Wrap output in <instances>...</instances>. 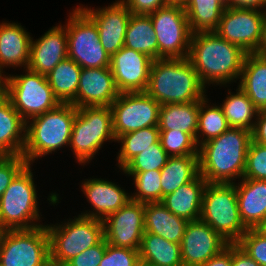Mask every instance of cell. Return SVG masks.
Returning <instances> with one entry per match:
<instances>
[{"label": "cell", "mask_w": 266, "mask_h": 266, "mask_svg": "<svg viewBox=\"0 0 266 266\" xmlns=\"http://www.w3.org/2000/svg\"><path fill=\"white\" fill-rule=\"evenodd\" d=\"M231 264L232 266H260L236 243H231Z\"/></svg>", "instance_id": "obj_47"}, {"label": "cell", "mask_w": 266, "mask_h": 266, "mask_svg": "<svg viewBox=\"0 0 266 266\" xmlns=\"http://www.w3.org/2000/svg\"><path fill=\"white\" fill-rule=\"evenodd\" d=\"M207 103L208 98L206 96L202 100H200L198 129L195 139L198 147L201 144L220 136L230 128L221 106H210V104Z\"/></svg>", "instance_id": "obj_36"}, {"label": "cell", "mask_w": 266, "mask_h": 266, "mask_svg": "<svg viewBox=\"0 0 266 266\" xmlns=\"http://www.w3.org/2000/svg\"><path fill=\"white\" fill-rule=\"evenodd\" d=\"M201 266H232L231 264V243L223 249L219 254L210 258Z\"/></svg>", "instance_id": "obj_49"}, {"label": "cell", "mask_w": 266, "mask_h": 266, "mask_svg": "<svg viewBox=\"0 0 266 266\" xmlns=\"http://www.w3.org/2000/svg\"><path fill=\"white\" fill-rule=\"evenodd\" d=\"M105 251L106 240L103 238L97 245L84 250L64 266H99Z\"/></svg>", "instance_id": "obj_44"}, {"label": "cell", "mask_w": 266, "mask_h": 266, "mask_svg": "<svg viewBox=\"0 0 266 266\" xmlns=\"http://www.w3.org/2000/svg\"><path fill=\"white\" fill-rule=\"evenodd\" d=\"M116 141L121 143L117 165L122 169L136 155L160 141V130L158 126H150L120 135Z\"/></svg>", "instance_id": "obj_35"}, {"label": "cell", "mask_w": 266, "mask_h": 266, "mask_svg": "<svg viewBox=\"0 0 266 266\" xmlns=\"http://www.w3.org/2000/svg\"><path fill=\"white\" fill-rule=\"evenodd\" d=\"M161 171L162 200L199 175L198 155L169 156Z\"/></svg>", "instance_id": "obj_29"}, {"label": "cell", "mask_w": 266, "mask_h": 266, "mask_svg": "<svg viewBox=\"0 0 266 266\" xmlns=\"http://www.w3.org/2000/svg\"><path fill=\"white\" fill-rule=\"evenodd\" d=\"M132 14L148 15L166 6L164 0H121Z\"/></svg>", "instance_id": "obj_45"}, {"label": "cell", "mask_w": 266, "mask_h": 266, "mask_svg": "<svg viewBox=\"0 0 266 266\" xmlns=\"http://www.w3.org/2000/svg\"><path fill=\"white\" fill-rule=\"evenodd\" d=\"M188 0H164L165 5L185 7Z\"/></svg>", "instance_id": "obj_50"}, {"label": "cell", "mask_w": 266, "mask_h": 266, "mask_svg": "<svg viewBox=\"0 0 266 266\" xmlns=\"http://www.w3.org/2000/svg\"><path fill=\"white\" fill-rule=\"evenodd\" d=\"M137 266H156L147 262H144L142 260L139 261V263L137 264Z\"/></svg>", "instance_id": "obj_55"}, {"label": "cell", "mask_w": 266, "mask_h": 266, "mask_svg": "<svg viewBox=\"0 0 266 266\" xmlns=\"http://www.w3.org/2000/svg\"><path fill=\"white\" fill-rule=\"evenodd\" d=\"M238 87L241 88L258 110H266V56L247 53Z\"/></svg>", "instance_id": "obj_27"}, {"label": "cell", "mask_w": 266, "mask_h": 266, "mask_svg": "<svg viewBox=\"0 0 266 266\" xmlns=\"http://www.w3.org/2000/svg\"><path fill=\"white\" fill-rule=\"evenodd\" d=\"M161 104L146 92H123L111 104L116 139L125 133L158 126Z\"/></svg>", "instance_id": "obj_14"}, {"label": "cell", "mask_w": 266, "mask_h": 266, "mask_svg": "<svg viewBox=\"0 0 266 266\" xmlns=\"http://www.w3.org/2000/svg\"><path fill=\"white\" fill-rule=\"evenodd\" d=\"M81 71L82 68L67 57L46 75L60 103H71L76 98Z\"/></svg>", "instance_id": "obj_32"}, {"label": "cell", "mask_w": 266, "mask_h": 266, "mask_svg": "<svg viewBox=\"0 0 266 266\" xmlns=\"http://www.w3.org/2000/svg\"><path fill=\"white\" fill-rule=\"evenodd\" d=\"M251 131L230 127L198 147L199 174L207 183H234L242 179Z\"/></svg>", "instance_id": "obj_2"}, {"label": "cell", "mask_w": 266, "mask_h": 266, "mask_svg": "<svg viewBox=\"0 0 266 266\" xmlns=\"http://www.w3.org/2000/svg\"><path fill=\"white\" fill-rule=\"evenodd\" d=\"M153 59L148 55L123 46L111 57L110 68L117 90L145 92Z\"/></svg>", "instance_id": "obj_18"}, {"label": "cell", "mask_w": 266, "mask_h": 266, "mask_svg": "<svg viewBox=\"0 0 266 266\" xmlns=\"http://www.w3.org/2000/svg\"><path fill=\"white\" fill-rule=\"evenodd\" d=\"M228 94L220 106L229 126L252 131L255 124L252 118L257 117L259 110L241 88L238 87L235 94L231 91H228Z\"/></svg>", "instance_id": "obj_34"}, {"label": "cell", "mask_w": 266, "mask_h": 266, "mask_svg": "<svg viewBox=\"0 0 266 266\" xmlns=\"http://www.w3.org/2000/svg\"><path fill=\"white\" fill-rule=\"evenodd\" d=\"M124 46L158 59V42L149 15L131 14L126 28Z\"/></svg>", "instance_id": "obj_31"}, {"label": "cell", "mask_w": 266, "mask_h": 266, "mask_svg": "<svg viewBox=\"0 0 266 266\" xmlns=\"http://www.w3.org/2000/svg\"><path fill=\"white\" fill-rule=\"evenodd\" d=\"M9 155L6 154L3 150L0 149V164L8 157Z\"/></svg>", "instance_id": "obj_53"}, {"label": "cell", "mask_w": 266, "mask_h": 266, "mask_svg": "<svg viewBox=\"0 0 266 266\" xmlns=\"http://www.w3.org/2000/svg\"><path fill=\"white\" fill-rule=\"evenodd\" d=\"M31 38L21 24H0V75L5 67L27 68Z\"/></svg>", "instance_id": "obj_22"}, {"label": "cell", "mask_w": 266, "mask_h": 266, "mask_svg": "<svg viewBox=\"0 0 266 266\" xmlns=\"http://www.w3.org/2000/svg\"><path fill=\"white\" fill-rule=\"evenodd\" d=\"M104 239L115 247L139 250L145 232V203L130 200L103 220Z\"/></svg>", "instance_id": "obj_15"}, {"label": "cell", "mask_w": 266, "mask_h": 266, "mask_svg": "<svg viewBox=\"0 0 266 266\" xmlns=\"http://www.w3.org/2000/svg\"><path fill=\"white\" fill-rule=\"evenodd\" d=\"M180 245L183 266H201L225 249L229 242L198 219L187 223Z\"/></svg>", "instance_id": "obj_16"}, {"label": "cell", "mask_w": 266, "mask_h": 266, "mask_svg": "<svg viewBox=\"0 0 266 266\" xmlns=\"http://www.w3.org/2000/svg\"><path fill=\"white\" fill-rule=\"evenodd\" d=\"M139 261V250L115 247L106 241V251L99 266H137Z\"/></svg>", "instance_id": "obj_42"}, {"label": "cell", "mask_w": 266, "mask_h": 266, "mask_svg": "<svg viewBox=\"0 0 266 266\" xmlns=\"http://www.w3.org/2000/svg\"><path fill=\"white\" fill-rule=\"evenodd\" d=\"M46 227L50 240V263L58 266H64L104 238L103 220L82 215L65 224H47Z\"/></svg>", "instance_id": "obj_6"}, {"label": "cell", "mask_w": 266, "mask_h": 266, "mask_svg": "<svg viewBox=\"0 0 266 266\" xmlns=\"http://www.w3.org/2000/svg\"><path fill=\"white\" fill-rule=\"evenodd\" d=\"M77 107L60 103L56 108L26 122V142L22 156L28 165L40 157L69 146Z\"/></svg>", "instance_id": "obj_4"}, {"label": "cell", "mask_w": 266, "mask_h": 266, "mask_svg": "<svg viewBox=\"0 0 266 266\" xmlns=\"http://www.w3.org/2000/svg\"><path fill=\"white\" fill-rule=\"evenodd\" d=\"M120 92L114 82L110 67L82 68L75 107L111 106Z\"/></svg>", "instance_id": "obj_19"}, {"label": "cell", "mask_w": 266, "mask_h": 266, "mask_svg": "<svg viewBox=\"0 0 266 266\" xmlns=\"http://www.w3.org/2000/svg\"><path fill=\"white\" fill-rule=\"evenodd\" d=\"M254 229L266 238V218L263 219Z\"/></svg>", "instance_id": "obj_51"}, {"label": "cell", "mask_w": 266, "mask_h": 266, "mask_svg": "<svg viewBox=\"0 0 266 266\" xmlns=\"http://www.w3.org/2000/svg\"><path fill=\"white\" fill-rule=\"evenodd\" d=\"M185 218L176 216L161 202L145 203V232L181 244L187 223Z\"/></svg>", "instance_id": "obj_26"}, {"label": "cell", "mask_w": 266, "mask_h": 266, "mask_svg": "<svg viewBox=\"0 0 266 266\" xmlns=\"http://www.w3.org/2000/svg\"><path fill=\"white\" fill-rule=\"evenodd\" d=\"M260 53L266 56V30H265V40H264V44H263V47H262Z\"/></svg>", "instance_id": "obj_54"}, {"label": "cell", "mask_w": 266, "mask_h": 266, "mask_svg": "<svg viewBox=\"0 0 266 266\" xmlns=\"http://www.w3.org/2000/svg\"><path fill=\"white\" fill-rule=\"evenodd\" d=\"M5 95V78L0 75V99Z\"/></svg>", "instance_id": "obj_52"}, {"label": "cell", "mask_w": 266, "mask_h": 266, "mask_svg": "<svg viewBox=\"0 0 266 266\" xmlns=\"http://www.w3.org/2000/svg\"><path fill=\"white\" fill-rule=\"evenodd\" d=\"M234 184L240 218L247 228H255L266 218V180L242 178Z\"/></svg>", "instance_id": "obj_23"}, {"label": "cell", "mask_w": 266, "mask_h": 266, "mask_svg": "<svg viewBox=\"0 0 266 266\" xmlns=\"http://www.w3.org/2000/svg\"><path fill=\"white\" fill-rule=\"evenodd\" d=\"M160 142L169 156L198 155L195 139L182 130H160Z\"/></svg>", "instance_id": "obj_39"}, {"label": "cell", "mask_w": 266, "mask_h": 266, "mask_svg": "<svg viewBox=\"0 0 266 266\" xmlns=\"http://www.w3.org/2000/svg\"><path fill=\"white\" fill-rule=\"evenodd\" d=\"M83 182L82 192L93 206V211H85L79 215L104 220L131 200V195L111 181L90 178Z\"/></svg>", "instance_id": "obj_21"}, {"label": "cell", "mask_w": 266, "mask_h": 266, "mask_svg": "<svg viewBox=\"0 0 266 266\" xmlns=\"http://www.w3.org/2000/svg\"><path fill=\"white\" fill-rule=\"evenodd\" d=\"M65 24L68 41V58L81 68L110 67L111 57L99 40L98 28L78 7L70 13Z\"/></svg>", "instance_id": "obj_11"}, {"label": "cell", "mask_w": 266, "mask_h": 266, "mask_svg": "<svg viewBox=\"0 0 266 266\" xmlns=\"http://www.w3.org/2000/svg\"><path fill=\"white\" fill-rule=\"evenodd\" d=\"M26 142V121L4 95L0 99V149L8 155H22Z\"/></svg>", "instance_id": "obj_25"}, {"label": "cell", "mask_w": 266, "mask_h": 266, "mask_svg": "<svg viewBox=\"0 0 266 266\" xmlns=\"http://www.w3.org/2000/svg\"><path fill=\"white\" fill-rule=\"evenodd\" d=\"M246 55L242 48L214 31L192 33L188 59L205 87L239 80Z\"/></svg>", "instance_id": "obj_1"}, {"label": "cell", "mask_w": 266, "mask_h": 266, "mask_svg": "<svg viewBox=\"0 0 266 266\" xmlns=\"http://www.w3.org/2000/svg\"><path fill=\"white\" fill-rule=\"evenodd\" d=\"M148 15L158 42V59L188 58L192 32L184 7L166 5Z\"/></svg>", "instance_id": "obj_13"}, {"label": "cell", "mask_w": 266, "mask_h": 266, "mask_svg": "<svg viewBox=\"0 0 266 266\" xmlns=\"http://www.w3.org/2000/svg\"><path fill=\"white\" fill-rule=\"evenodd\" d=\"M131 175L136 187V193L131 195V200L141 203H154L162 201L161 171L124 172Z\"/></svg>", "instance_id": "obj_37"}, {"label": "cell", "mask_w": 266, "mask_h": 266, "mask_svg": "<svg viewBox=\"0 0 266 266\" xmlns=\"http://www.w3.org/2000/svg\"><path fill=\"white\" fill-rule=\"evenodd\" d=\"M2 266H48L50 240L46 225L33 229L3 230L0 236Z\"/></svg>", "instance_id": "obj_10"}, {"label": "cell", "mask_w": 266, "mask_h": 266, "mask_svg": "<svg viewBox=\"0 0 266 266\" xmlns=\"http://www.w3.org/2000/svg\"><path fill=\"white\" fill-rule=\"evenodd\" d=\"M27 72V73H26ZM25 75H4L5 96L27 122L56 108L60 102L54 96L46 75L26 68Z\"/></svg>", "instance_id": "obj_9"}, {"label": "cell", "mask_w": 266, "mask_h": 266, "mask_svg": "<svg viewBox=\"0 0 266 266\" xmlns=\"http://www.w3.org/2000/svg\"><path fill=\"white\" fill-rule=\"evenodd\" d=\"M31 171V166L27 165L0 197V227L3 230L33 229L42 226L35 222H40L41 217Z\"/></svg>", "instance_id": "obj_7"}, {"label": "cell", "mask_w": 266, "mask_h": 266, "mask_svg": "<svg viewBox=\"0 0 266 266\" xmlns=\"http://www.w3.org/2000/svg\"><path fill=\"white\" fill-rule=\"evenodd\" d=\"M169 158L161 142L152 144L132 158L121 170L123 172H146L161 170Z\"/></svg>", "instance_id": "obj_38"}, {"label": "cell", "mask_w": 266, "mask_h": 266, "mask_svg": "<svg viewBox=\"0 0 266 266\" xmlns=\"http://www.w3.org/2000/svg\"><path fill=\"white\" fill-rule=\"evenodd\" d=\"M27 165V160L22 155H9L0 164V197Z\"/></svg>", "instance_id": "obj_43"}, {"label": "cell", "mask_w": 266, "mask_h": 266, "mask_svg": "<svg viewBox=\"0 0 266 266\" xmlns=\"http://www.w3.org/2000/svg\"><path fill=\"white\" fill-rule=\"evenodd\" d=\"M252 141L266 146V110H259L251 131Z\"/></svg>", "instance_id": "obj_46"}, {"label": "cell", "mask_w": 266, "mask_h": 266, "mask_svg": "<svg viewBox=\"0 0 266 266\" xmlns=\"http://www.w3.org/2000/svg\"><path fill=\"white\" fill-rule=\"evenodd\" d=\"M139 258L156 266H183L180 244L147 232L141 240Z\"/></svg>", "instance_id": "obj_30"}, {"label": "cell", "mask_w": 266, "mask_h": 266, "mask_svg": "<svg viewBox=\"0 0 266 266\" xmlns=\"http://www.w3.org/2000/svg\"><path fill=\"white\" fill-rule=\"evenodd\" d=\"M236 244L260 266H266V238L254 228H248Z\"/></svg>", "instance_id": "obj_41"}, {"label": "cell", "mask_w": 266, "mask_h": 266, "mask_svg": "<svg viewBox=\"0 0 266 266\" xmlns=\"http://www.w3.org/2000/svg\"><path fill=\"white\" fill-rule=\"evenodd\" d=\"M79 8L97 26L101 45L112 57L124 46L126 28L132 13L121 0L104 8L93 9L84 5Z\"/></svg>", "instance_id": "obj_17"}, {"label": "cell", "mask_w": 266, "mask_h": 266, "mask_svg": "<svg viewBox=\"0 0 266 266\" xmlns=\"http://www.w3.org/2000/svg\"><path fill=\"white\" fill-rule=\"evenodd\" d=\"M243 178L266 180V146L251 141L247 155Z\"/></svg>", "instance_id": "obj_40"}, {"label": "cell", "mask_w": 266, "mask_h": 266, "mask_svg": "<svg viewBox=\"0 0 266 266\" xmlns=\"http://www.w3.org/2000/svg\"><path fill=\"white\" fill-rule=\"evenodd\" d=\"M266 30V11L226 7L214 32L246 53H259Z\"/></svg>", "instance_id": "obj_12"}, {"label": "cell", "mask_w": 266, "mask_h": 266, "mask_svg": "<svg viewBox=\"0 0 266 266\" xmlns=\"http://www.w3.org/2000/svg\"><path fill=\"white\" fill-rule=\"evenodd\" d=\"M200 102L165 104L159 109V130H182L196 139Z\"/></svg>", "instance_id": "obj_28"}, {"label": "cell", "mask_w": 266, "mask_h": 266, "mask_svg": "<svg viewBox=\"0 0 266 266\" xmlns=\"http://www.w3.org/2000/svg\"><path fill=\"white\" fill-rule=\"evenodd\" d=\"M225 6L266 11V0H225Z\"/></svg>", "instance_id": "obj_48"}, {"label": "cell", "mask_w": 266, "mask_h": 266, "mask_svg": "<svg viewBox=\"0 0 266 266\" xmlns=\"http://www.w3.org/2000/svg\"><path fill=\"white\" fill-rule=\"evenodd\" d=\"M107 140L116 141L110 106L77 108L69 144L77 162L89 163Z\"/></svg>", "instance_id": "obj_8"}, {"label": "cell", "mask_w": 266, "mask_h": 266, "mask_svg": "<svg viewBox=\"0 0 266 266\" xmlns=\"http://www.w3.org/2000/svg\"><path fill=\"white\" fill-rule=\"evenodd\" d=\"M33 40L31 38L27 66L33 72L47 75L68 57L67 31L64 25L54 26L37 41Z\"/></svg>", "instance_id": "obj_20"}, {"label": "cell", "mask_w": 266, "mask_h": 266, "mask_svg": "<svg viewBox=\"0 0 266 266\" xmlns=\"http://www.w3.org/2000/svg\"><path fill=\"white\" fill-rule=\"evenodd\" d=\"M2 232H3V229L0 227V236H1Z\"/></svg>", "instance_id": "obj_56"}, {"label": "cell", "mask_w": 266, "mask_h": 266, "mask_svg": "<svg viewBox=\"0 0 266 266\" xmlns=\"http://www.w3.org/2000/svg\"><path fill=\"white\" fill-rule=\"evenodd\" d=\"M188 58L153 60L146 93L161 105L200 102L206 95Z\"/></svg>", "instance_id": "obj_3"}, {"label": "cell", "mask_w": 266, "mask_h": 266, "mask_svg": "<svg viewBox=\"0 0 266 266\" xmlns=\"http://www.w3.org/2000/svg\"><path fill=\"white\" fill-rule=\"evenodd\" d=\"M200 220L229 243H236L248 230L240 218L234 183H207Z\"/></svg>", "instance_id": "obj_5"}, {"label": "cell", "mask_w": 266, "mask_h": 266, "mask_svg": "<svg viewBox=\"0 0 266 266\" xmlns=\"http://www.w3.org/2000/svg\"><path fill=\"white\" fill-rule=\"evenodd\" d=\"M206 185L207 181L199 174L191 182L183 184L173 193L164 196L161 203L176 216L188 221L198 220Z\"/></svg>", "instance_id": "obj_24"}, {"label": "cell", "mask_w": 266, "mask_h": 266, "mask_svg": "<svg viewBox=\"0 0 266 266\" xmlns=\"http://www.w3.org/2000/svg\"><path fill=\"white\" fill-rule=\"evenodd\" d=\"M225 8V0H188L184 9L191 32L214 31Z\"/></svg>", "instance_id": "obj_33"}]
</instances>
